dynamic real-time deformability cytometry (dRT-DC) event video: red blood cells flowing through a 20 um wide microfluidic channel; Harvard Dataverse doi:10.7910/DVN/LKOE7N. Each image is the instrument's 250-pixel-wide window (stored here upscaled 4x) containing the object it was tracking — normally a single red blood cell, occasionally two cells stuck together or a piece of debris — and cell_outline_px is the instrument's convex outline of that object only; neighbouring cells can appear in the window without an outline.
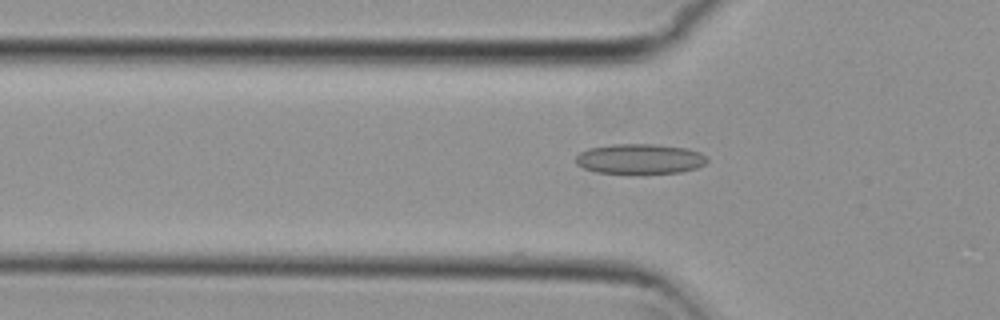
{"species": "common noctule bat (a hibernating species)", "species_latin": "Nyctalus noctula", "temperature_condition": "cold", "stored_images_in_passage": 5, "camera_frame_rate_fps": 3000, "um_per_image_px": 0.085, "animal": {"sex": "female", "body_mass_g": 29.2, "forearm_length_mm": 56.3}, "frame": {"image": 1, "passage_image": 5, "time_ms": 1.333, "image_size_px": [1000, 320], "cell_outline_px": [[708, 160], [704, 164], [696, 168], [680, 172], [596, 172], [584, 168], [576, 164], [576, 156], [580, 152], [588, 148], [612, 144], [656, 144], [688, 148], [700, 152]], "centroid_in_image_um": [54.38, 13.48], "position_along_channel_um": 71.4, "area_um2": 22.66}}